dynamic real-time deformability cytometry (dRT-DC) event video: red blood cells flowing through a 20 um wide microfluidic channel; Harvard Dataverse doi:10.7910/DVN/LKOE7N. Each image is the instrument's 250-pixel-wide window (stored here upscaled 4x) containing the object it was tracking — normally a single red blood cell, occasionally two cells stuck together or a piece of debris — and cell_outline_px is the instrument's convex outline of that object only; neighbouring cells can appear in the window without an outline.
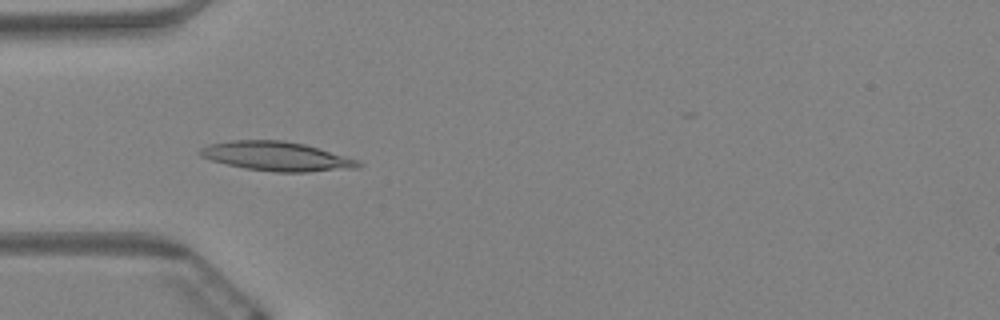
{"species": "Egyptian fruit bat (a non-hibernating species)", "species_latin": "Rousettus aegyptiacus", "temperature_condition": "warm", "stored_images_in_passage": 55, "camera_frame_rate_fps": 3000, "um_per_image_px": 0.085, "animal": {"sex": "female"}, "frame": {"image": 1, "passage_image": 19, "time_ms": 6.0, "image_size_px": [1000, 320], "cell_outline_px": [[364, 164], [356, 168], [308, 172], [276, 172], [244, 168], [212, 160], [200, 156], [196, 152], [200, 148], [208, 144], [232, 140], [284, 140], [304, 144], [344, 156], [356, 160]], "centroid_in_image_um": [23.46, 13.28], "position_along_channel_um": 61.5, "area_um2": 26.76}}
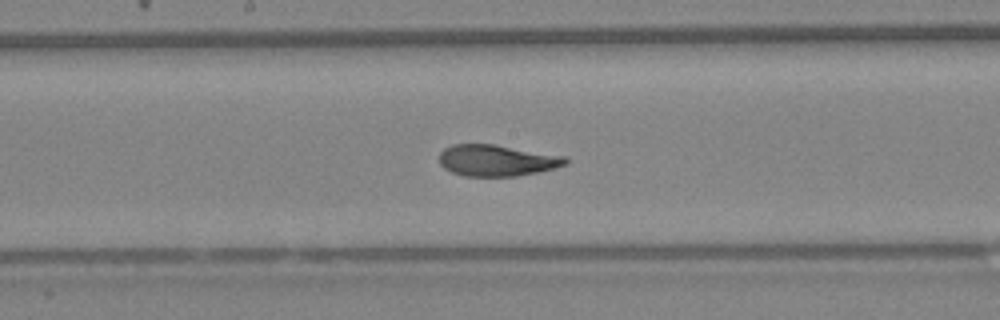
{"frame": {"image": 2, "passage_image": 32, "time_ms": 10.333, "image_size_px": [1000, 320], "cell_outline_px": [[568, 164], [536, 172], [516, 176], [464, 176], [452, 172], [444, 168], [440, 164], [440, 152], [444, 148], [452, 144], [496, 144], [568, 156]], "centroid_in_image_um": [42.25, 13.62], "position_along_channel_um": 206.0, "area_um2": 23.24}}
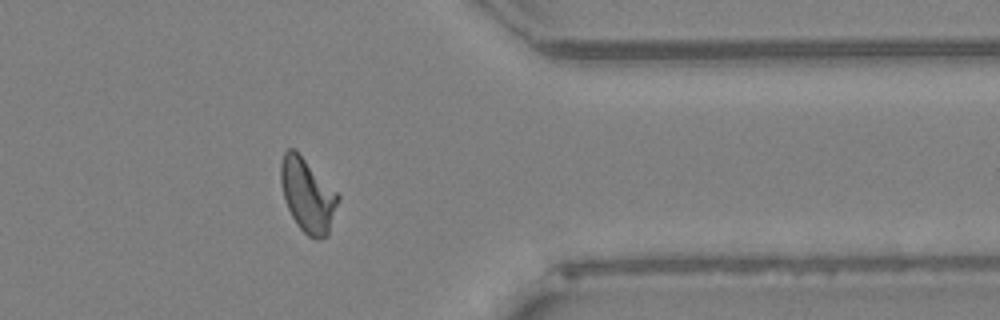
{"frame": {"image": 3, "passage_image": 49, "time_ms": 16.0, "image_size_px": [1000, 320], "cell_outline_px": [[340, 200], [328, 236], [320, 240], [316, 240], [308, 236], [296, 224], [284, 200], [280, 184], [280, 164], [284, 152], [288, 148], [296, 148], [340, 196]], "centroid_in_image_um": [26.15, 16.59], "position_along_channel_um": 385.3, "area_um2": 25.09}, "authors_computed_cell_mechanics": {"area_um2": 24.276, "velocity_mm_per_s": 3.3868, "shape_relaxation_time_tau1_ms": 6.4505, "shape_relaxation_time_tau2_ms": 1.5309, "deformation_change_tau1": 0.199, "deformation_change_tau2": 0.0816}}